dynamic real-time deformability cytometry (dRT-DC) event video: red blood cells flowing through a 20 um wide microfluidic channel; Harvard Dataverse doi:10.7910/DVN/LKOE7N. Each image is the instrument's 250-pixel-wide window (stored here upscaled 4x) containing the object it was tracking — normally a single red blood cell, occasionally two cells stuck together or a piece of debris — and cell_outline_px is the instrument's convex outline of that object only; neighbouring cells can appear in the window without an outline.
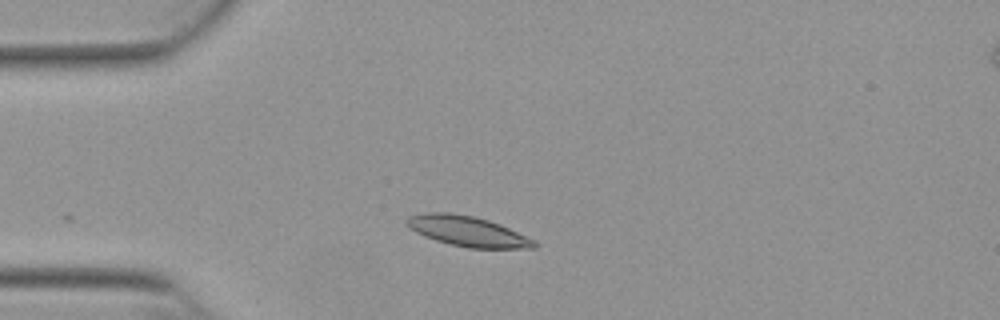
{"species": "Egyptian fruit bat (a non-hibernating species)", "species_latin": "Rousettus aegyptiacus", "temperature_condition": "warm", "stored_images_in_passage": 8, "camera_frame_rate_fps": 3000, "um_per_image_px": 0.085, "animal": {"sex": "female"}, "frame": {"image": 1, "passage_image": 1, "time_ms": 0.0, "image_size_px": [1000, 320], "cell_outline_px": [[540, 244], [536, 248], [468, 248], [448, 244], [424, 236], [416, 232], [404, 224], [404, 220], [408, 216], [424, 212], [448, 212], [472, 216], [488, 220], [500, 224]], "centroid_in_image_um": [39.67, 19.65], "position_along_channel_um": 45.3, "area_um2": 22.43}}
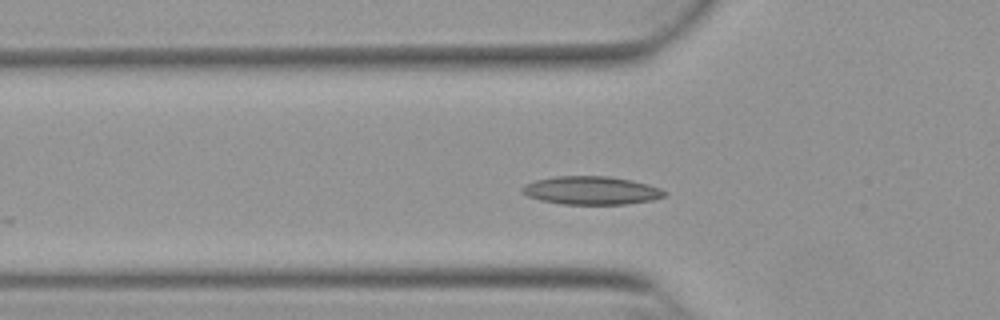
{"frame": {"image": 2, "passage_image": 5, "time_ms": 1.333, "image_size_px": [1000, 320], "cell_outline_px": [[668, 192], [664, 196], [652, 200], [624, 204], [560, 204], [540, 200], [528, 196], [520, 192], [520, 188], [524, 184], [536, 180], [556, 176], [608, 176], [632, 180], [648, 184], [660, 188]], "centroid_in_image_um": [50.23, 16.18], "position_along_channel_um": 75.6, "area_um2": 23.52}}